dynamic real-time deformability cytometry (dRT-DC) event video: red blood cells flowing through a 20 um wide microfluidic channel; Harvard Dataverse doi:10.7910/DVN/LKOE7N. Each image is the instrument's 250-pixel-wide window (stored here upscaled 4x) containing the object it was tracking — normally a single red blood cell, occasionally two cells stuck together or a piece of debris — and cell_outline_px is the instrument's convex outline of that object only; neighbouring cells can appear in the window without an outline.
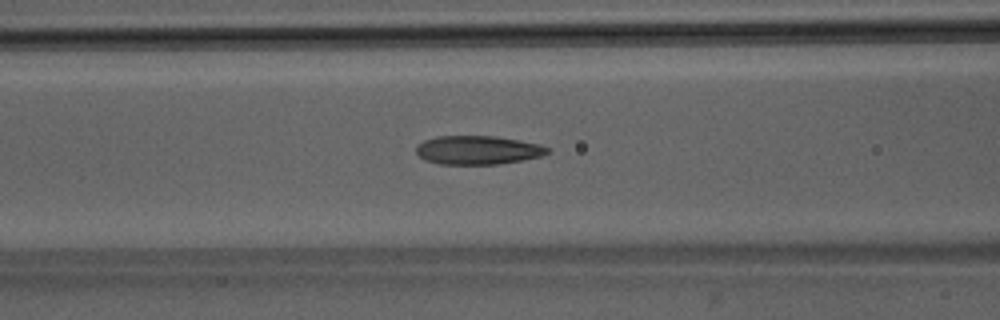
{"species": "Egyptian fruit bat (a non-hibernating species)", "species_latin": "Rousettus aegyptiacus", "temperature_condition": "room temperature", "stored_images_in_passage": 38, "camera_frame_rate_fps": 3000, "um_per_image_px": 0.085, "animal": {"sex": "male"}, "frame": {"image": 1, "passage_image": 8, "time_ms": 2.333, "image_size_px": [1000, 320], "cell_outline_px": [[548, 152], [540, 156], [500, 164], [440, 164], [424, 160], [416, 152], [416, 148], [424, 140], [436, 136], [492, 136], [540, 144], [548, 148]], "centroid_in_image_um": [40.57, 12.76], "position_along_channel_um": 126.0, "area_um2": 21.68}}
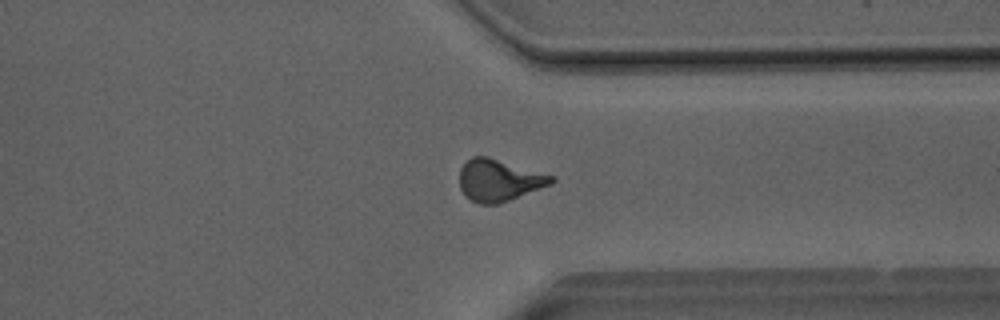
{"frame": {"image": 2, "passage_image": 26, "time_ms": 8.333, "image_size_px": [1000, 320], "cell_outline_px": [[556, 180], [552, 184], [508, 200], [496, 204], [480, 204], [464, 196], [460, 188], [460, 168], [472, 156], [488, 156], [556, 176]], "centroid_in_image_um": [42.43, 15.31], "position_along_channel_um": 369.0, "area_um2": 22.43}}
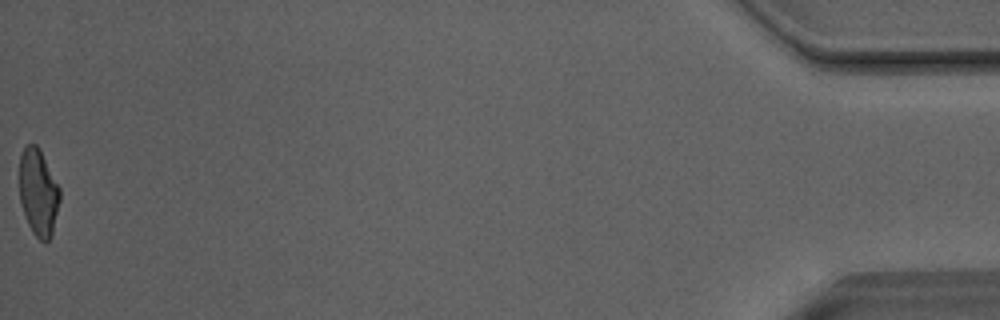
{"frame": {"image": 3, "passage_image": 38, "time_ms": 12.333, "image_size_px": [1000, 320], "cell_outline_px": [[60, 200], [52, 236], [44, 244], [32, 232], [28, 224], [20, 200], [20, 156], [24, 148], [28, 144], [36, 144], [40, 148], [60, 188]], "centroid_in_image_um": [3.28, 16.37], "position_along_channel_um": 431.9, "area_um2": 20.52}, "authors_computed_cell_mechanics": {"area_um2": 21.4149, "velocity_mm_per_s": 4.0637, "shape_relaxation_time_tau1_ms": 8.5737, "shape_relaxation_time_tau2_ms": 1.681, "deformation_change_tau1": 0.23, "deformation_change_tau2": 0.0933}}